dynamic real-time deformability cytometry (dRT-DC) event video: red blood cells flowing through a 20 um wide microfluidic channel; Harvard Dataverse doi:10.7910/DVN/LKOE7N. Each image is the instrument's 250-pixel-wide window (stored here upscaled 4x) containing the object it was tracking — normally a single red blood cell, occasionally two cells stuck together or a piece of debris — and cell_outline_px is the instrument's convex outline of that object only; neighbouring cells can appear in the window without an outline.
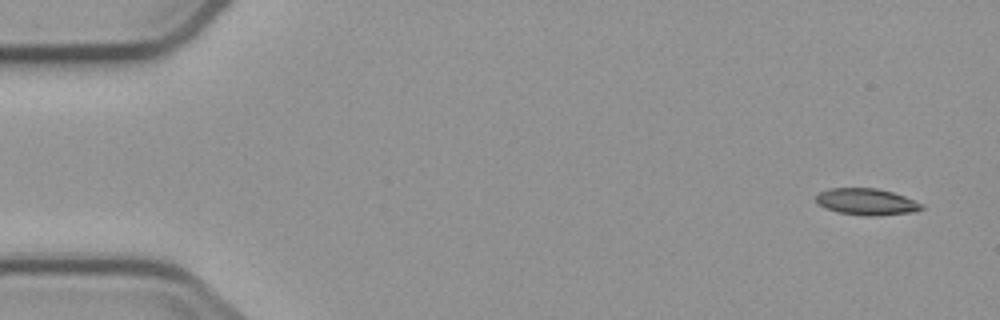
{"species": "common noctule bat (a hibernating species)", "species_latin": "Nyctalus noctula", "temperature_condition": "cold", "stored_images_in_passage": 4, "camera_frame_rate_fps": 3000, "um_per_image_px": 0.085, "animal": {"sex": "male", "body_mass_g": 23.1, "forearm_length_mm": 52.7}, "frame": {"image": 1, "passage_image": 1, "time_ms": 0.0, "image_size_px": [1000, 320], "cell_outline_px": [[924, 208], [912, 212], [872, 216], [868, 216], [840, 212], [828, 208], [820, 204], [816, 200], [816, 196], [820, 192], [828, 188], [876, 188], [892, 192], [904, 196], [924, 204]], "centroid_in_image_um": [73.69, 17.14], "position_along_channel_um": 11.3, "area_um2": 16.07}}
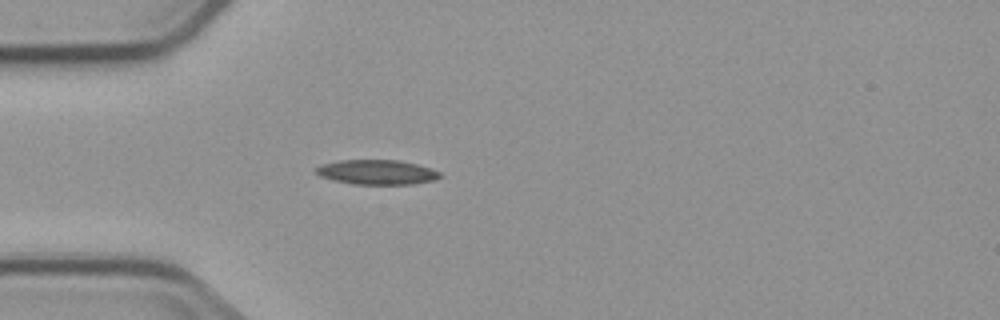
{"frame": {"image": 2, "passage_image": 4, "time_ms": 4.333, "image_size_px": [1000, 320], "cell_outline_px": [[444, 176], [436, 180], [412, 184], [352, 184], [332, 180], [320, 176], [316, 172], [316, 168], [320, 164], [340, 160], [400, 160], [416, 164], [440, 172]], "centroid_in_image_um": [32.04, 14.64], "position_along_channel_um": 53.0, "area_um2": 17.92}}